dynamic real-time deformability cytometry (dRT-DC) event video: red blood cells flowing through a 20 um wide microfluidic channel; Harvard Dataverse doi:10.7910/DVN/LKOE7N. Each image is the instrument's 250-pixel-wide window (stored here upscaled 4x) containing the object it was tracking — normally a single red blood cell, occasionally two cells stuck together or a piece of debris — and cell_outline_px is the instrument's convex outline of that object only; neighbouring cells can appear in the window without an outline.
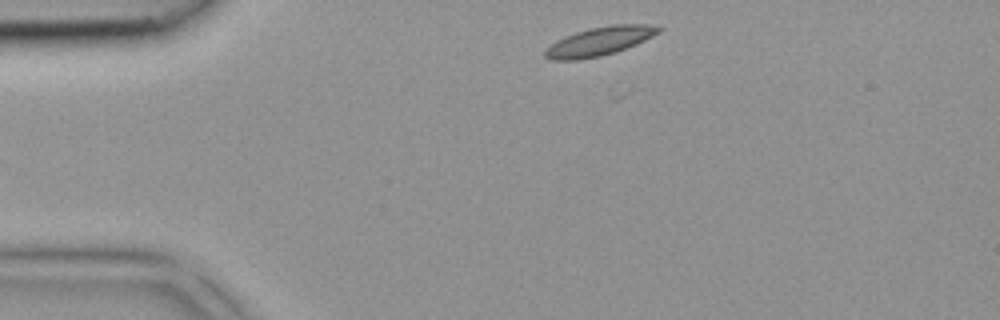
{"species": "common noctule bat (a hibernating species)", "species_latin": "Nyctalus noctula", "temperature_condition": "room temperature", "stored_images_in_passage": 35, "camera_frame_rate_fps": 3000, "um_per_image_px": 0.085, "animal": {"sex": "female", "body_mass_g": 18.4}, "frame": {"image": 1, "passage_image": 2, "time_ms": 0.333, "image_size_px": [1000, 320], "cell_outline_px": [[664, 28], [660, 32], [636, 44], [616, 52], [600, 56], [580, 60], [548, 60], [544, 56], [544, 52], [556, 40], [564, 36], [588, 28], [612, 24], [648, 24]], "centroid_in_image_um": [50.95, 3.51], "position_along_channel_um": 34.1, "area_um2": 19.07}}
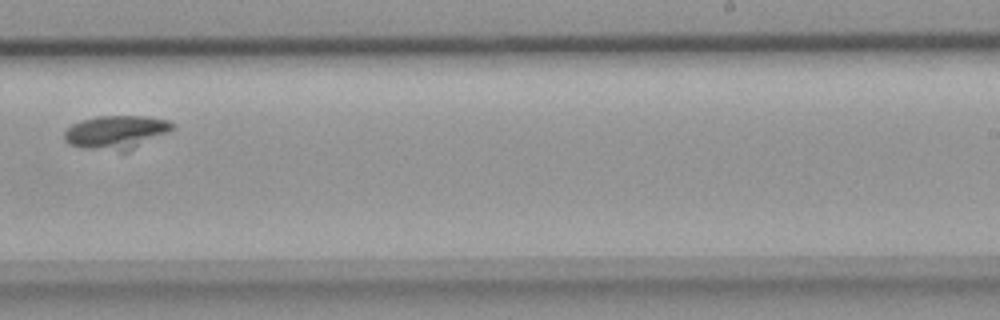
{"frame": {"image": 2, "passage_image": 20, "time_ms": 6.333, "image_size_px": [1000, 320], "cell_outline_px": [[172, 128], [168, 132], [124, 152], [120, 152], [84, 148], [68, 144], [64, 140], [64, 132], [72, 124], [80, 120], [96, 116], [144, 116], [168, 120], [172, 124]], "centroid_in_image_um": [9.81, 11.24], "position_along_channel_um": 279.2, "area_um2": 20.98}}
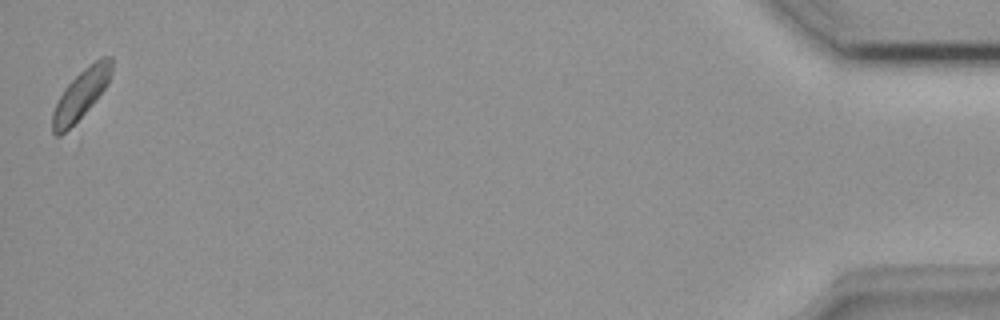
{"frame": {"image": 3, "passage_image": 35, "time_ms": 11.333, "image_size_px": [1000, 320], "cell_outline_px": [[112, 72], [104, 88], [88, 108], [60, 136], [56, 136], [52, 132], [52, 112], [64, 88], [84, 68], [100, 56], [112, 56]], "centroid_in_image_um": [6.87, 7.97], "position_along_channel_um": 428.3, "area_um2": 16.47}}